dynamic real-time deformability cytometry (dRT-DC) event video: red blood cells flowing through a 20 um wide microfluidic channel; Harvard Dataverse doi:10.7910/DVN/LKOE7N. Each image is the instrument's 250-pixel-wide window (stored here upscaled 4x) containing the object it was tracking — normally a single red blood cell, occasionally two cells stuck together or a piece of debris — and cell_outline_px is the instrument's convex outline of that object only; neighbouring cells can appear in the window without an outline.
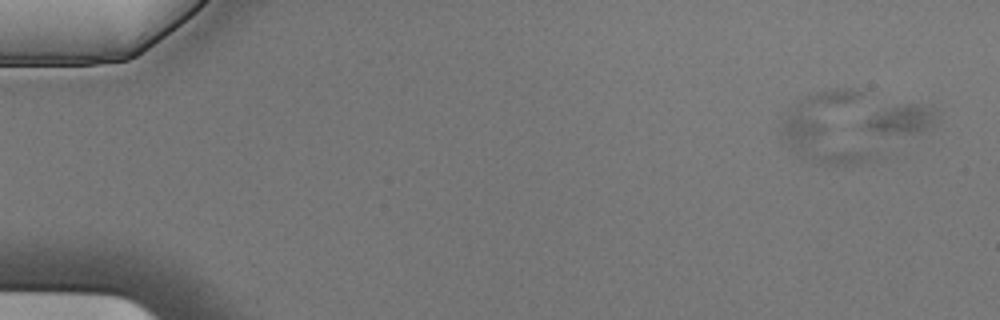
{"species": "Egyptian fruit bat (a non-hibernating species)", "species_latin": "Rousettus aegyptiacus", "temperature_condition": "cold", "stored_images_in_passage": 6, "camera_frame_rate_fps": 3000, "um_per_image_px": 0.085, "animal": {"sex": "male"}, "frame": {"image": 1, "passage_image": 2, "time_ms": 0.333, "image_size_px": [1000, 320], "cell_outline_px": [[940, 124], [928, 132], [880, 132], [860, 128], [860, 124], [864, 120], [876, 112], [884, 108], [900, 104], [932, 104], [940, 112]], "centroid_in_image_um": [76.82, 10.11], "position_along_channel_um": 8.2, "area_um2": 13.18}}